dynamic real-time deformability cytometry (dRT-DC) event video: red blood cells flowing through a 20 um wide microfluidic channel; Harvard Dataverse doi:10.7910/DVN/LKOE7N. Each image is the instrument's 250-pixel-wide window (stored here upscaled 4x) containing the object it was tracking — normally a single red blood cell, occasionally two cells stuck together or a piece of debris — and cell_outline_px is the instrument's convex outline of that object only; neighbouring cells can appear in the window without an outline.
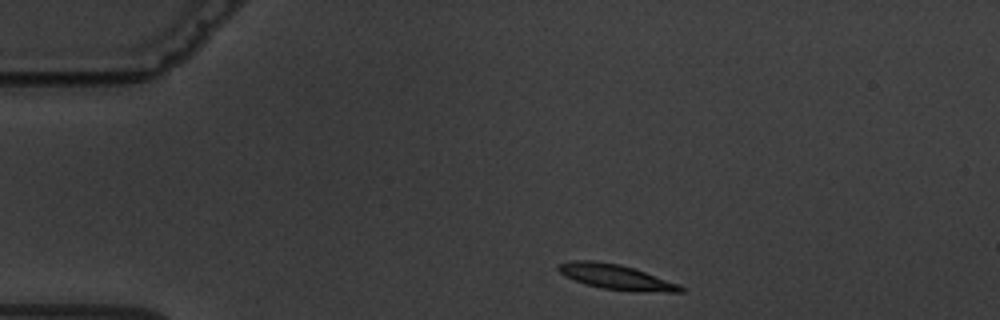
{"species": "common noctule bat (a hibernating species)", "species_latin": "Nyctalus noctula", "temperature_condition": "warm", "stored_images_in_passage": 2, "camera_frame_rate_fps": 3000, "um_per_image_px": 0.085, "animal": {"sex": "male", "body_mass_g": 19.5, "forearm_length_mm": 54.6}, "frame": {"image": 1, "passage_image": 1, "time_ms": 0.0, "image_size_px": [1000, 320], "cell_outline_px": [[684, 292], [640, 292], [604, 288], [584, 284], [564, 276], [556, 268], [560, 264], [572, 260], [592, 260], [620, 264], [680, 284], [684, 288]], "centroid_in_image_um": [52.36, 23.55], "position_along_channel_um": 32.6, "area_um2": 17.74}}